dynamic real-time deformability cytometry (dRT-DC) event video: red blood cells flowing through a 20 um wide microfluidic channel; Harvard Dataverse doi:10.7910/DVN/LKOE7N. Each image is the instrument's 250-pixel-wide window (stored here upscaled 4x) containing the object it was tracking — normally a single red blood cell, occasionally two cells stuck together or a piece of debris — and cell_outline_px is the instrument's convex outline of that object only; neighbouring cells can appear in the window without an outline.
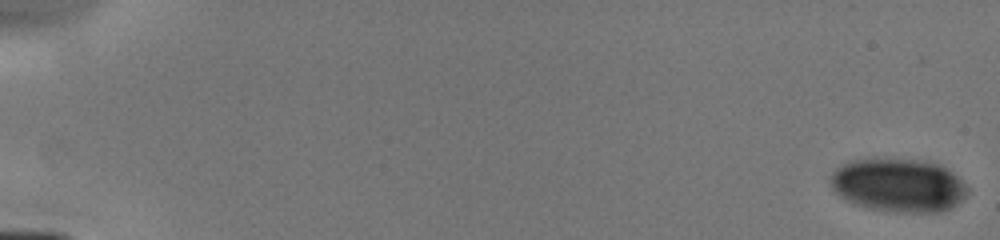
{"species": "human", "species_latin": "Homo sapiens", "temperature_condition": "cold", "stored_images_in_passage": 7, "camera_frame_rate_fps": 3000, "um_per_image_px": 0.085, "donor": {"sex": "male"}, "frame": {"image": 1, "passage_image": 1, "time_ms": 0.0, "image_size_px": [1000, 240], "cell_outline_px": [[968, 192], [956, 204], [940, 212], [892, 212], [868, 208], [852, 204], [840, 196], [832, 188], [832, 172], [836, 168], [852, 160], [924, 160], [940, 164], [952, 172], [968, 188]], "centroid_in_image_um": [76.36, 15.76], "position_along_channel_um": 8.6, "area_um2": 42.19}}
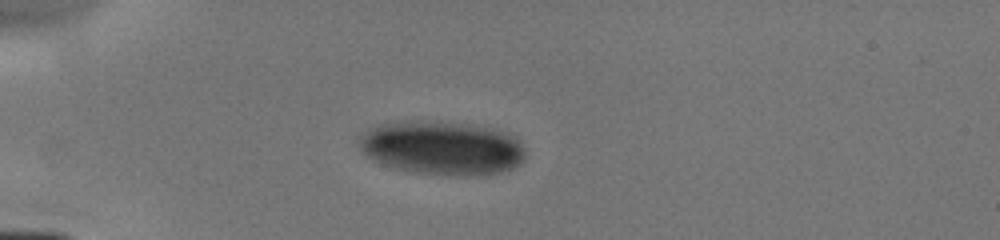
{"frame": {"image": 2, "passage_image": 6, "time_ms": 4.667, "image_size_px": [1000, 240], "cell_outline_px": [[524, 160], [520, 164], [512, 168], [500, 172], [472, 176], [464, 176], [420, 172], [396, 168], [372, 160], [360, 148], [356, 140], [360, 136], [372, 128], [380, 124], [412, 120], [468, 124], [492, 128], [508, 132], [516, 136], [520, 140], [524, 148]], "centroid_in_image_um": [37.62, 12.56], "position_along_channel_um": 47.4, "area_um2": 52.08}}